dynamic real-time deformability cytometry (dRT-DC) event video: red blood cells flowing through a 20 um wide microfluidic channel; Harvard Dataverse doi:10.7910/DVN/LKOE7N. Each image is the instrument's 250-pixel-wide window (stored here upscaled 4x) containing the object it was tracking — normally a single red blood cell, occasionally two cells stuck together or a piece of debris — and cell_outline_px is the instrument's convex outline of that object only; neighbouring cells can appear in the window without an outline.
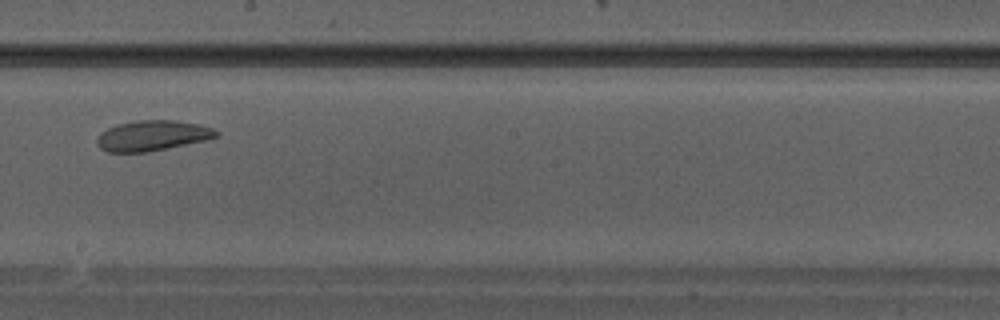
{"species": "Egyptian fruit bat (a non-hibernating species)", "species_latin": "Rousettus aegyptiacus", "temperature_condition": "warm", "stored_images_in_passage": 27, "camera_frame_rate_fps": 3000, "um_per_image_px": 0.085, "animal": {"sex": "male"}, "frame": {"image": 1, "passage_image": 12, "time_ms": 3.667, "image_size_px": [1000, 320], "cell_outline_px": [[220, 132], [216, 136], [208, 140], [148, 152], [108, 152], [100, 148], [96, 144], [96, 140], [100, 132], [116, 124], [136, 120], [176, 120], [196, 124], [212, 128]], "centroid_in_image_um": [12.92, 11.53], "position_along_channel_um": 235.3, "area_um2": 21.21}}